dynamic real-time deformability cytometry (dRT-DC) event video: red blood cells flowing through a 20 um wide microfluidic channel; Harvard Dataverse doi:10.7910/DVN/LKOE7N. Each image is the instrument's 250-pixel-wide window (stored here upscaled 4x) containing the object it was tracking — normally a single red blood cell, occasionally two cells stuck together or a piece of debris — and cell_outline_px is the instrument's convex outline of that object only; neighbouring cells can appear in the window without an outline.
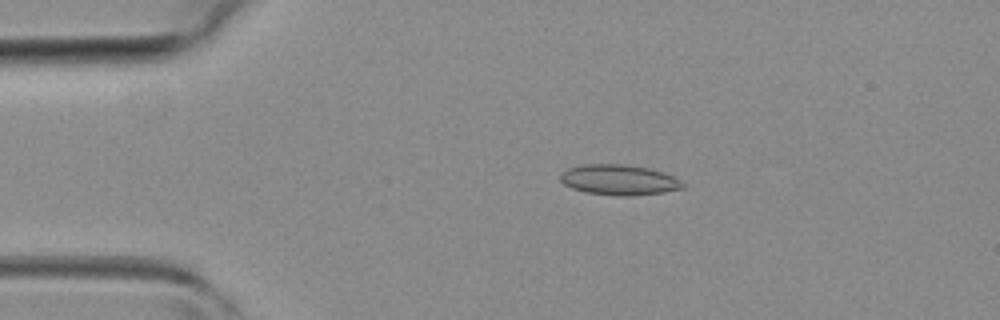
{"species": "common noctule bat (a hibernating species)", "species_latin": "Nyctalus noctula", "temperature_condition": "room temperature", "stored_images_in_passage": 28, "camera_frame_rate_fps": 3000, "um_per_image_px": 0.085, "animal": {"sex": "female", "body_mass_g": 19.3, "forearm_length_mm": 54.1}, "frame": {"image": 1, "passage_image": 9, "time_ms": 2.667, "image_size_px": [1000, 320], "cell_outline_px": [[684, 188], [664, 192], [632, 196], [620, 196], [584, 192], [572, 188], [564, 184], [560, 180], [560, 172], [568, 168], [584, 164], [624, 164], [648, 168], [672, 176], [680, 180], [684, 184]], "centroid_in_image_um": [52.58, 15.29], "position_along_channel_um": 32.4, "area_um2": 21.68}}
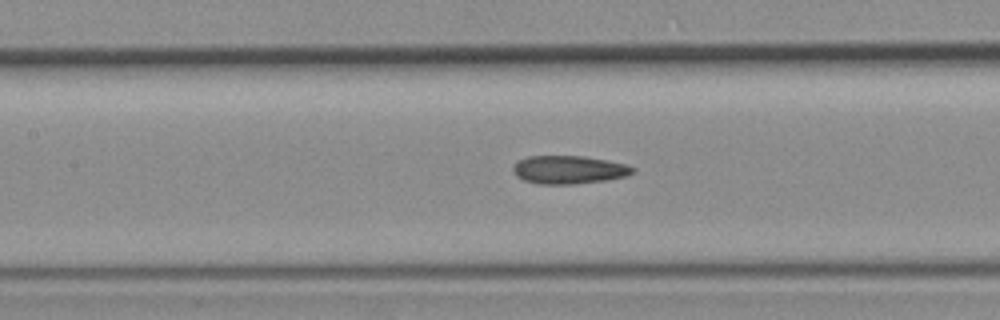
{"frame": {"image": 2, "passage_image": 20, "time_ms": 6.333, "image_size_px": [1000, 320], "cell_outline_px": [[636, 172], [628, 176], [604, 180], [576, 184], [540, 184], [524, 180], [516, 176], [512, 172], [512, 164], [516, 160], [528, 156], [584, 156], [628, 164], [636, 168]], "centroid_in_image_um": [48.35, 14.42], "position_along_channel_um": 159.1, "area_um2": 20.0}}
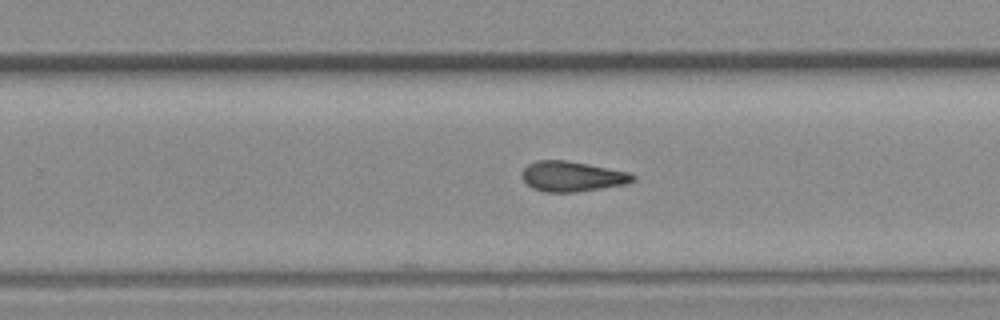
{"frame": {"image": 3, "passage_image": 28, "time_ms": 9.0, "image_size_px": [1000, 320], "cell_outline_px": [[636, 180], [628, 184], [576, 192], [544, 192], [532, 188], [524, 180], [524, 168], [528, 164], [536, 160], [564, 160], [588, 164], [628, 172], [636, 176]], "centroid_in_image_um": [48.67, 15.0], "position_along_channel_um": 281.1, "area_um2": 19.42}}